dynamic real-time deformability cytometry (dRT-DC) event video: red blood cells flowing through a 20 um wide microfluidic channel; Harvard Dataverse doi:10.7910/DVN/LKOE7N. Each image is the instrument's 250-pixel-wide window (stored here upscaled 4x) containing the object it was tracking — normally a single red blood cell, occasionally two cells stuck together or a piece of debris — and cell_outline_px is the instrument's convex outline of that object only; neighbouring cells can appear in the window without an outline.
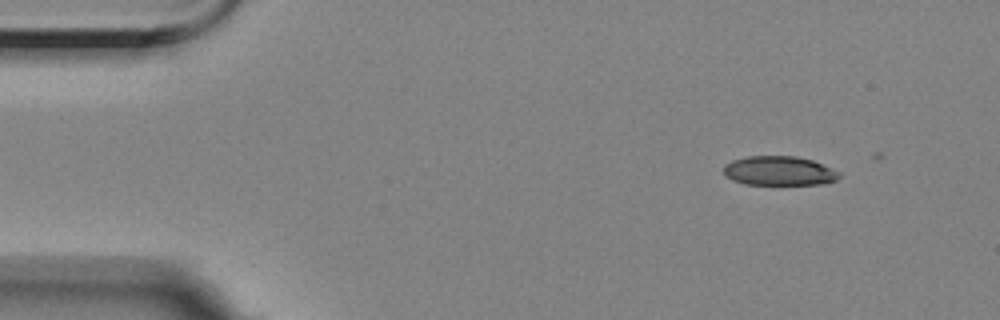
{"species": "Egyptian fruit bat (a non-hibernating species)", "species_latin": "Rousettus aegyptiacus", "temperature_condition": "room temperature", "stored_images_in_passage": 4, "camera_frame_rate_fps": 3000, "um_per_image_px": 0.085, "animal": {"sex": "female"}, "frame": {"image": 1, "passage_image": 1, "time_ms": 0.0, "image_size_px": [1000, 320], "cell_outline_px": [[840, 176], [836, 180], [820, 184], [744, 184], [732, 180], [724, 176], [724, 164], [732, 160], [748, 156], [796, 156], [812, 160], [840, 172]], "centroid_in_image_um": [66.19, 14.52], "position_along_channel_um": 18.8, "area_um2": 19.71}}
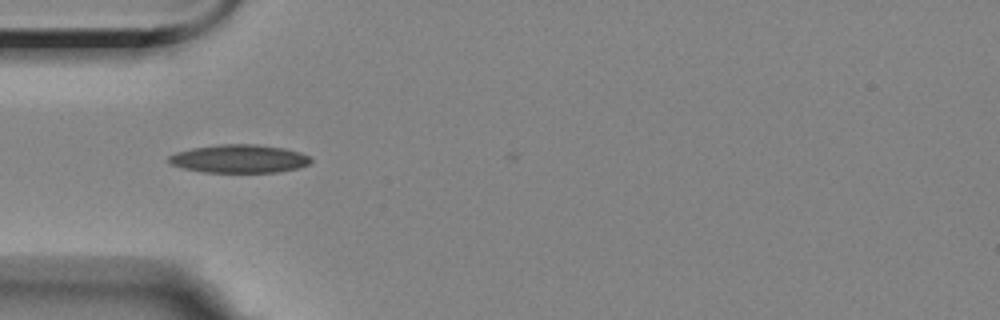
{"frame": {"image": 2, "passage_image": 4, "time_ms": 3.667, "image_size_px": [1000, 320], "cell_outline_px": [[312, 160], [308, 164], [300, 168], [276, 172], [204, 172], [184, 168], [168, 164], [168, 156], [176, 152], [192, 148], [220, 144], [256, 144], [284, 148], [300, 152], [312, 156]], "centroid_in_image_um": [20.35, 13.49], "position_along_channel_um": 64.7, "area_um2": 23.52}}